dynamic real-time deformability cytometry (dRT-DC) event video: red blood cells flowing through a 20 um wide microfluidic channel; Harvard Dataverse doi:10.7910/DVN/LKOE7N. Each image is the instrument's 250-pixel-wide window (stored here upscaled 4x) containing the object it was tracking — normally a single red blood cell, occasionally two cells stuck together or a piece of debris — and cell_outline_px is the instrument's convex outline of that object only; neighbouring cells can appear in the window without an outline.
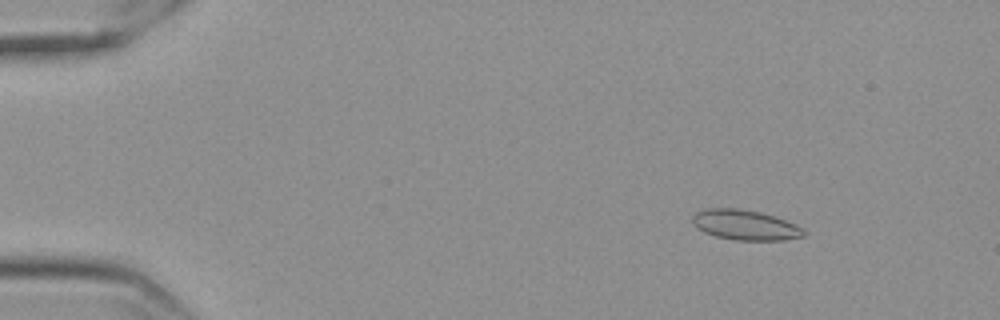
{"species": "Egyptian fruit bat (a non-hibernating species)", "species_latin": "Rousettus aegyptiacus", "temperature_condition": "cold", "stored_images_in_passage": 51, "camera_frame_rate_fps": 3000, "um_per_image_px": 0.085, "frame": {"image": 1, "passage_image": 1, "time_ms": 0.0, "image_size_px": [1000, 320], "cell_outline_px": [[808, 232], [804, 236], [784, 240], [736, 240], [716, 236], [704, 232], [696, 228], [692, 224], [692, 216], [696, 212], [704, 208], [740, 208], [760, 212], [796, 224]], "centroid_in_image_um": [63.31, 19.12], "position_along_channel_um": 21.7, "area_um2": 19.65}}
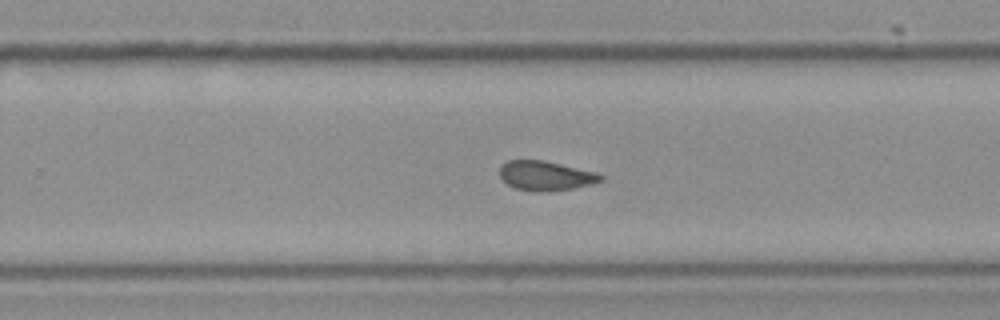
{"frame": {"image": 2, "passage_image": 31, "time_ms": 10.0, "image_size_px": [1000, 320], "cell_outline_px": [[604, 180], [592, 184], [572, 188], [548, 192], [540, 192], [516, 188], [508, 184], [500, 176], [500, 168], [508, 160], [544, 160], [600, 172], [604, 176]], "centroid_in_image_um": [46.46, 14.93], "position_along_channel_um": 283.3, "area_um2": 17.51}}
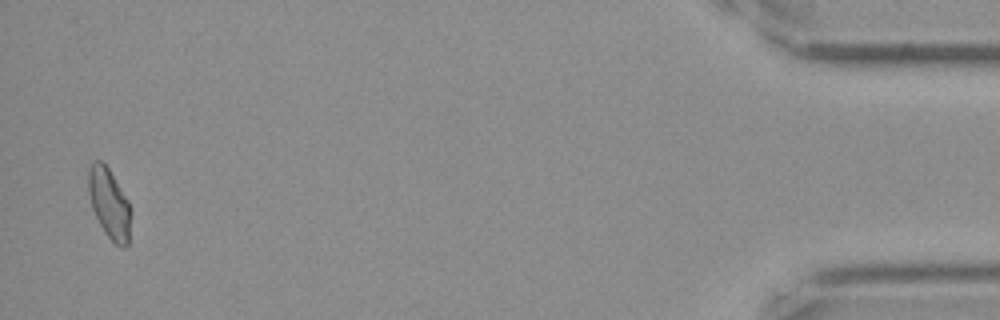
{"frame": {"image": 3, "passage_image": 50, "time_ms": 16.333, "image_size_px": [1000, 320], "cell_outline_px": [[132, 212], [128, 244], [124, 248], [120, 248], [104, 232], [92, 208], [88, 192], [88, 168], [92, 160], [100, 160], [108, 168], [128, 200], [132, 208]], "centroid_in_image_um": [9.3, 17.3], "position_along_channel_um": 425.9, "area_um2": 17.51}, "authors_computed_cell_mechanics": {"area_um2": 17.5134, "velocity_mm_per_s": 3.5396, "shape_relaxation_time_tau1_ms": null, "shape_relaxation_time_tau2_ms": 1.5778, "deformation_change_tau1": null, "deformation_change_tau2": 0.0759}}